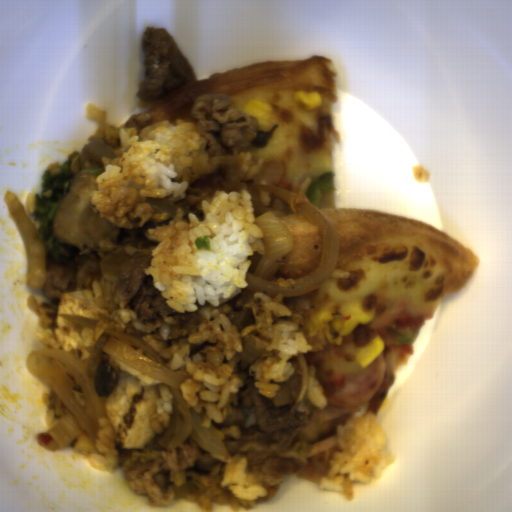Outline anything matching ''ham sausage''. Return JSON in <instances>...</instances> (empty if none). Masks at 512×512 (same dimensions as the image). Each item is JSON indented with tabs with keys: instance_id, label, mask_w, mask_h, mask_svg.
Returning a JSON list of instances; mask_svg holds the SVG:
<instances>
[{
	"instance_id": "0cea0756",
	"label": "ham sausage",
	"mask_w": 512,
	"mask_h": 512,
	"mask_svg": "<svg viewBox=\"0 0 512 512\" xmlns=\"http://www.w3.org/2000/svg\"><path fill=\"white\" fill-rule=\"evenodd\" d=\"M366 347L355 343L328 347L304 355L307 368H315L326 404L352 408L370 401L380 390L386 364L382 353L363 368L357 361Z\"/></svg>"
}]
</instances>
